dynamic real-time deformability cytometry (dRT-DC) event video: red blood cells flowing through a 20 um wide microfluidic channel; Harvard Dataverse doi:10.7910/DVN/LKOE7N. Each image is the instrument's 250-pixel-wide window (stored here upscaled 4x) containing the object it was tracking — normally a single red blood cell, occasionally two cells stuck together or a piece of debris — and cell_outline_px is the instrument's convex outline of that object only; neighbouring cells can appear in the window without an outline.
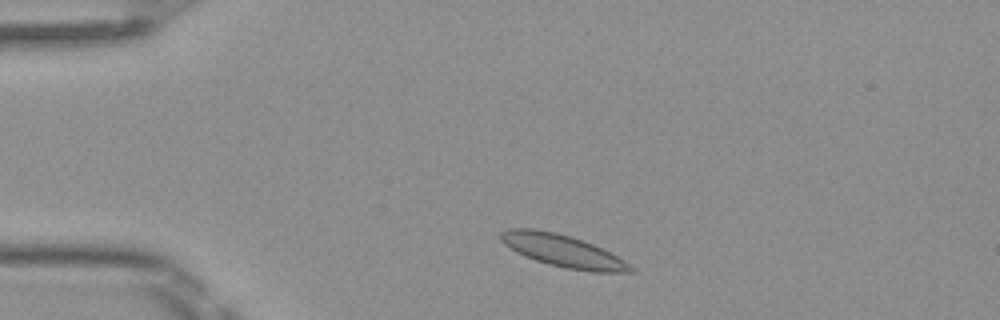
{"species": "Egyptian fruit bat (a non-hibernating species)", "species_latin": "Rousettus aegyptiacus", "temperature_condition": "room temperature", "stored_images_in_passage": 43, "camera_frame_rate_fps": 3000, "um_per_image_px": 0.085, "frame": {"image": 1, "passage_image": 3, "time_ms": 0.667, "image_size_px": [1000, 320], "cell_outline_px": [[636, 272], [592, 272], [564, 268], [548, 264], [524, 256], [516, 252], [504, 244], [500, 240], [500, 232], [508, 228], [532, 228], [556, 232], [584, 240], [624, 260]], "centroid_in_image_um": [47.79, 21.31], "position_along_channel_um": 37.2, "area_um2": 24.33}}
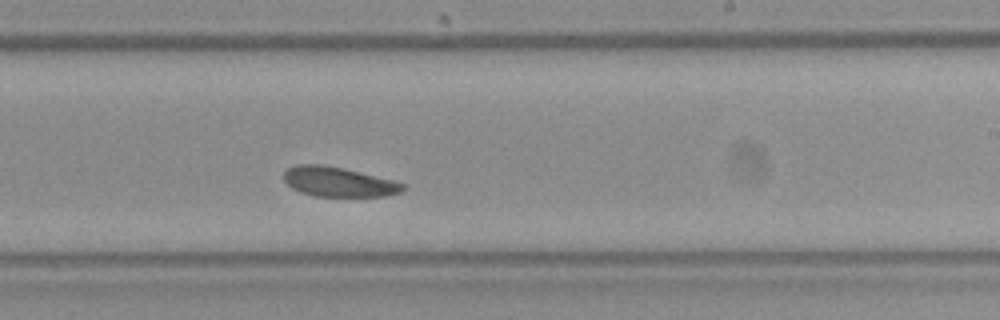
{"frame": {"image": 2, "passage_image": 23, "time_ms": 7.333, "image_size_px": [1000, 320], "cell_outline_px": [[408, 188], [400, 192], [384, 196], [316, 196], [300, 192], [292, 188], [284, 180], [284, 172], [288, 168], [296, 164], [320, 164], [344, 168], [392, 180], [404, 184]], "centroid_in_image_um": [28.76, 15.45], "position_along_channel_um": 260.2, "area_um2": 20.52}}
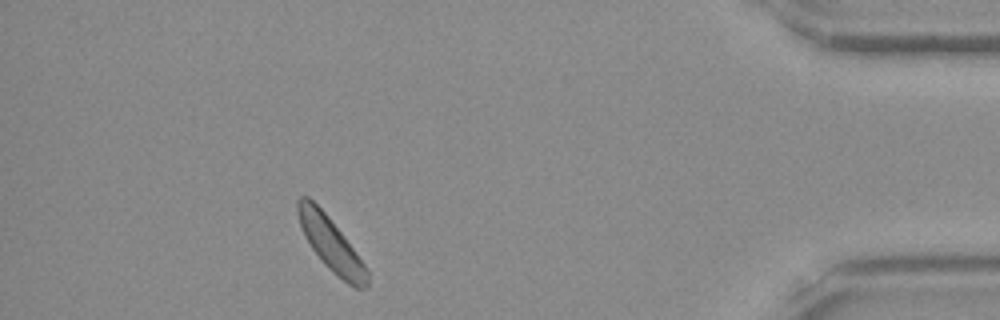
{"frame": {"image": 3, "passage_image": 38, "time_ms": 12.333, "image_size_px": [1000, 320], "cell_outline_px": [[368, 288], [356, 288], [348, 284], [336, 276], [324, 264], [312, 248], [304, 236], [296, 212], [296, 200], [300, 196], [308, 196], [328, 216], [344, 236], [368, 268]], "centroid_in_image_um": [28.13, 20.76], "position_along_channel_um": 407.1, "area_um2": 21.68}, "authors_computed_cell_mechanics": {"area_um2": 21.675, "velocity_mm_per_s": 3.9438, "shape_relaxation_time_tau1_ms": 4.6915, "shape_relaxation_time_tau2_ms": 5.4891, "deformation_change_tau1": 0.0847, "deformation_change_tau2": 0.0928}}